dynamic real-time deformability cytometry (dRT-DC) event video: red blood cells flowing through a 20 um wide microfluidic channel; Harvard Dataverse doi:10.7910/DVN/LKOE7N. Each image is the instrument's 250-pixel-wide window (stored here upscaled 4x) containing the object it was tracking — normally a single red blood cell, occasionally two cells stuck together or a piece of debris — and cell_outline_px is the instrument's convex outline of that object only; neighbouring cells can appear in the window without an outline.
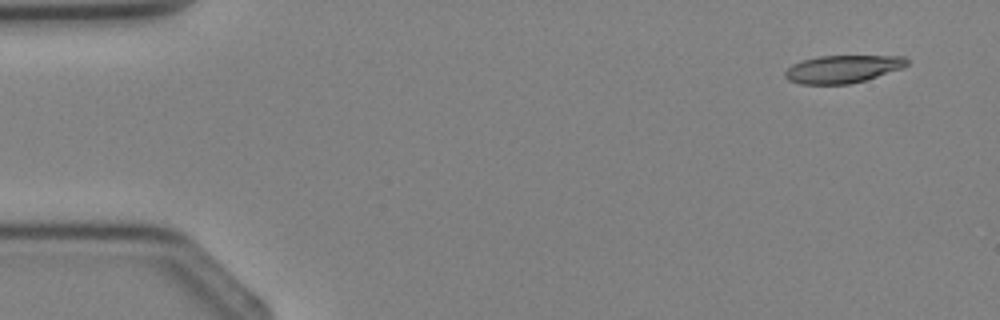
{"species": "Egyptian fruit bat (a non-hibernating species)", "species_latin": "Rousettus aegyptiacus", "temperature_condition": "cold", "stored_images_in_passage": 3, "camera_frame_rate_fps": 3000, "um_per_image_px": 0.085, "animal": {"sex": "female"}, "frame": {"image": 1, "passage_image": 1, "time_ms": 0.0, "image_size_px": [1000, 320], "cell_outline_px": [[908, 64], [904, 68], [864, 80], [848, 84], [800, 84], [788, 80], [784, 76], [784, 72], [792, 64], [804, 60], [820, 56], [904, 56], [908, 60]], "centroid_in_image_um": [71.63, 5.87], "position_along_channel_um": 13.4, "area_um2": 19.59}}
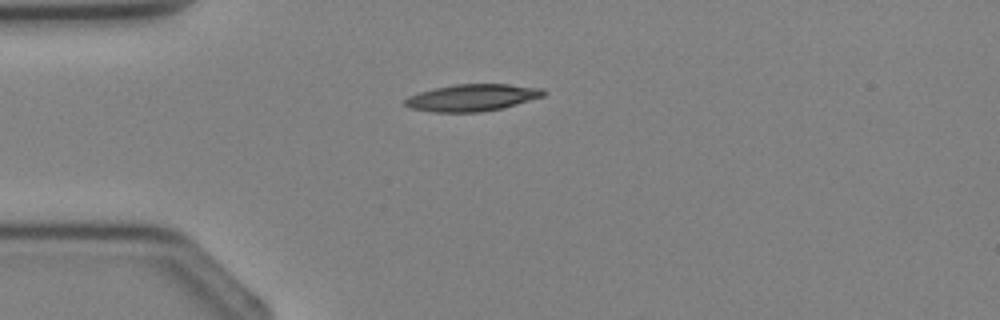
{"frame": {"image": 2, "passage_image": 3, "time_ms": 2.333, "image_size_px": [1000, 320], "cell_outline_px": [[544, 96], [504, 108], [480, 112], [436, 112], [408, 108], [404, 104], [404, 100], [408, 96], [420, 92], [436, 88], [456, 84], [508, 84], [544, 88]], "centroid_in_image_um": [40.14, 8.3], "position_along_channel_um": 44.9, "area_um2": 21.73}}